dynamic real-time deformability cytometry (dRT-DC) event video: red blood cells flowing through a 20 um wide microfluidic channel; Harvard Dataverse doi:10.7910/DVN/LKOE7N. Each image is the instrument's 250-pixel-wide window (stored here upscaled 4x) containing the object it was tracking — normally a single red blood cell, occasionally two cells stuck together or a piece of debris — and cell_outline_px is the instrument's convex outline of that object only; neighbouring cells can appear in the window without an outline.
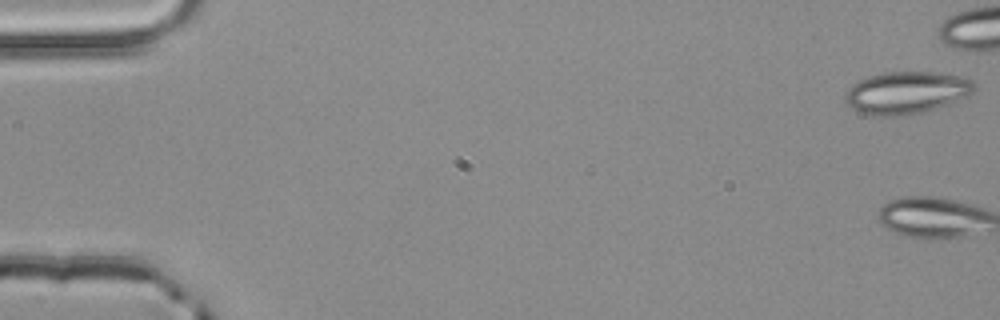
{"species": "common noctule bat (a hibernating species)", "species_latin": "Nyctalus noctula", "temperature_condition": "room temperature", "stored_images_in_passage": 2, "camera_frame_rate_fps": 3000, "um_per_image_px": 0.085, "animal": {"sex": "male", "body_mass_g": 20.4}, "frame": {"image": 1, "passage_image": 1, "time_ms": 0.0, "image_size_px": [1000, 320], "cell_outline_px": [[976, 88], [968, 96], [924, 112], [908, 116], [876, 116], [860, 112], [852, 108], [844, 100], [844, 96], [848, 88], [852, 84], [868, 76], [884, 72], [940, 72], [964, 76], [972, 80], [976, 84]], "centroid_in_image_um": [77.06, 7.87], "position_along_channel_um": 7.9, "area_um2": 32.14}}